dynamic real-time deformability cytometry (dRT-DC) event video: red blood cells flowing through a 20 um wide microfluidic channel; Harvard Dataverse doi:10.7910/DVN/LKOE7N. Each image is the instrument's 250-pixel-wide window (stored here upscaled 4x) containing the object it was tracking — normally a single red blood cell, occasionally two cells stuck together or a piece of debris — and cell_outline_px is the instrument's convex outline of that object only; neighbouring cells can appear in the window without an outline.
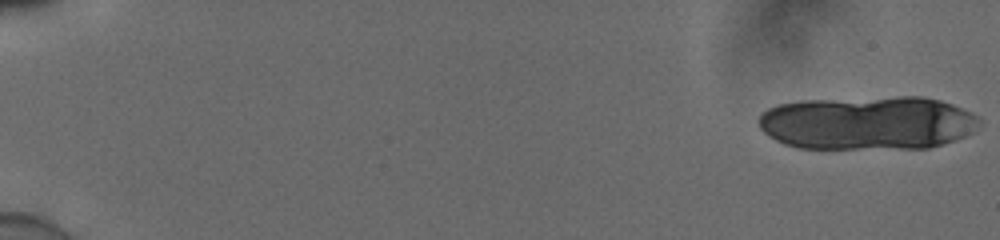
{"species": "human", "species_latin": "Homo sapiens", "temperature_condition": "cold", "stored_images_in_passage": 16, "camera_frame_rate_fps": 3000, "um_per_image_px": 0.085, "donor": {"sex": "male"}, "frame": {"image": 1, "passage_image": 1, "time_ms": 0.0, "image_size_px": [1000, 240], "cell_outline_px": [[980, 120], [972, 132], [964, 136], [944, 144], [928, 148], [800, 148], [784, 144], [768, 136], [760, 128], [760, 116], [768, 108], [776, 104], [800, 100], [900, 96], [924, 96], [940, 100], [952, 104], [972, 112]], "centroid_in_image_um": [73.74, 10.43], "position_along_channel_um": 11.3, "area_um2": 69.48}}
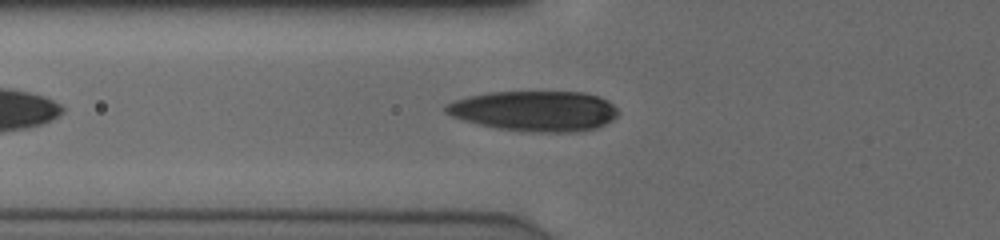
{"frame": {"image": 2, "passage_image": 16, "time_ms": 5.0, "image_size_px": [1000, 240], "cell_outline_px": [[620, 112], [612, 120], [596, 128], [584, 132], [520, 132], [496, 128], [464, 120], [452, 116], [444, 112], [444, 108], [448, 104], [456, 100], [472, 96], [492, 92], [584, 92], [608, 100]], "centroid_in_image_um": [45.49, 9.45], "position_along_channel_um": 80.3, "area_um2": 40.52}}